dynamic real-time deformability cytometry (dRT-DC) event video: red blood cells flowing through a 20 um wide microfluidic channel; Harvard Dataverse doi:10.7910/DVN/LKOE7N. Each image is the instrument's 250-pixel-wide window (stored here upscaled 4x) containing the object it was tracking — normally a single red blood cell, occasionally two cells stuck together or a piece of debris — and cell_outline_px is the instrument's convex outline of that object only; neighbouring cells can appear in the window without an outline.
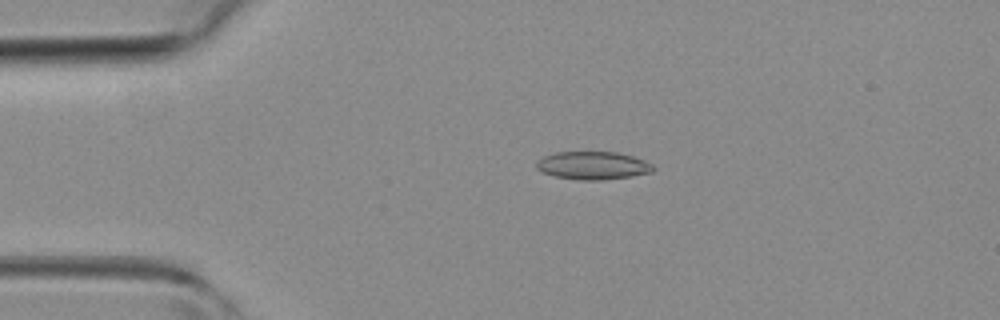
{"species": "common noctule bat (a hibernating species)", "species_latin": "Nyctalus noctula", "temperature_condition": "room temperature", "stored_images_in_passage": 34, "camera_frame_rate_fps": 3000, "um_per_image_px": 0.085, "animal": {"sex": "female", "body_mass_g": 19.3, "forearm_length_mm": 54.1}, "frame": {"image": 1, "passage_image": 1, "time_ms": 0.0, "image_size_px": [1000, 320], "cell_outline_px": [[656, 168], [652, 172], [632, 176], [600, 180], [580, 180], [552, 176], [536, 168], [536, 160], [544, 156], [556, 152], [616, 152], [632, 156], [644, 160], [652, 164]], "centroid_in_image_um": [50.39, 14.07], "position_along_channel_um": 34.6, "area_um2": 19.07}}
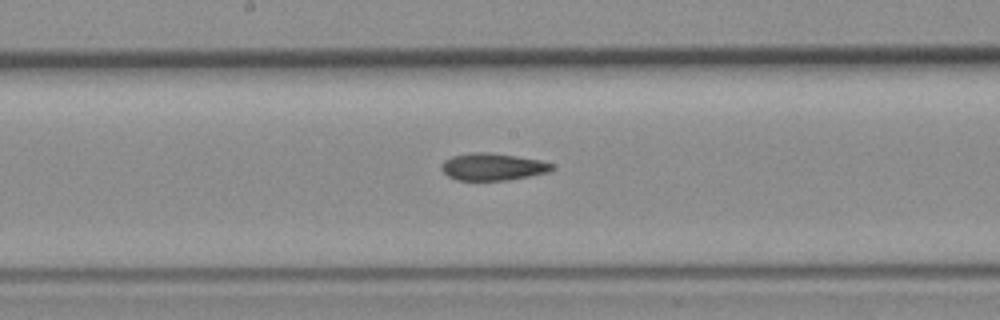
{"frame": {"image": 2, "passage_image": 14, "time_ms": 4.333, "image_size_px": [1000, 320], "cell_outline_px": [[556, 168], [548, 172], [508, 180], [456, 180], [448, 176], [440, 168], [440, 164], [444, 160], [452, 156], [472, 152], [488, 152], [516, 156], [540, 160], [552, 164]], "centroid_in_image_um": [41.85, 14.17], "position_along_channel_um": 206.3, "area_um2": 17.51}}
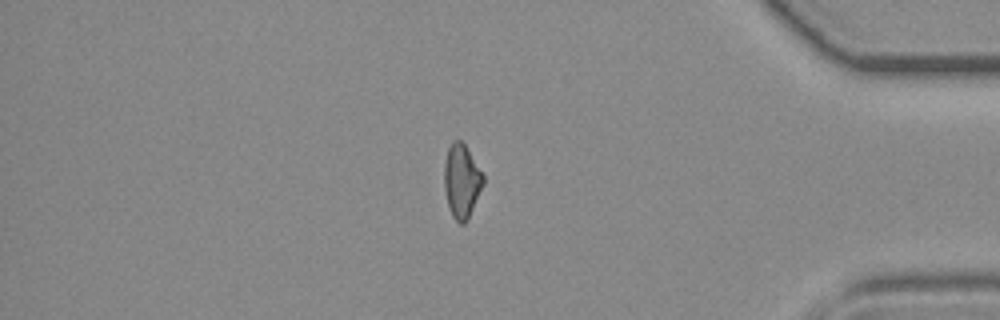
{"frame": {"image": 3, "passage_image": 28, "time_ms": 9.0, "image_size_px": [1000, 320], "cell_outline_px": [[484, 184], [468, 220], [464, 224], [460, 224], [452, 216], [448, 204], [444, 188], [444, 164], [448, 148], [452, 140], [460, 140], [464, 144], [484, 176]], "centroid_in_image_um": [39.24, 15.41], "position_along_channel_um": 396.0, "area_um2": 16.7}}